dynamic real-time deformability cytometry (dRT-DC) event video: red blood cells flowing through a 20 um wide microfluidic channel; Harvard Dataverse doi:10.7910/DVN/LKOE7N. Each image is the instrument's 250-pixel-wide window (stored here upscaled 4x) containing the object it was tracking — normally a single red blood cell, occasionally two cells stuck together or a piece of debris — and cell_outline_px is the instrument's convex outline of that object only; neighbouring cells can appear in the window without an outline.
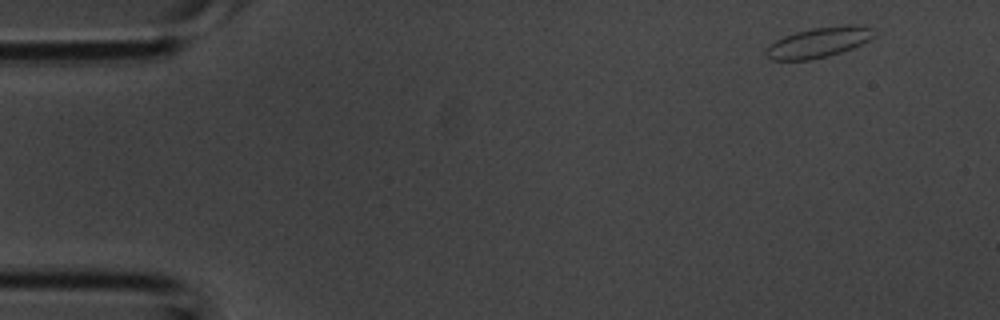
{"species": "common noctule bat (a hibernating species)", "species_latin": "Nyctalus noctula", "temperature_condition": "room temperature", "stored_images_in_passage": 4, "camera_frame_rate_fps": 3000, "um_per_image_px": 0.085, "animal": {"sex": "male", "body_mass_g": 20.1, "forearm_length_mm": 53.5}, "frame": {"image": 1, "passage_image": 1, "time_ms": 0.0, "image_size_px": [1000, 320], "cell_outline_px": [[876, 36], [852, 48], [828, 56], [808, 60], [772, 60], [764, 52], [776, 40], [784, 36], [796, 32], [812, 28], [848, 24], [864, 24], [872, 28], [876, 32]], "centroid_in_image_um": [69.65, 3.58], "position_along_channel_um": 15.3, "area_um2": 19.02}}
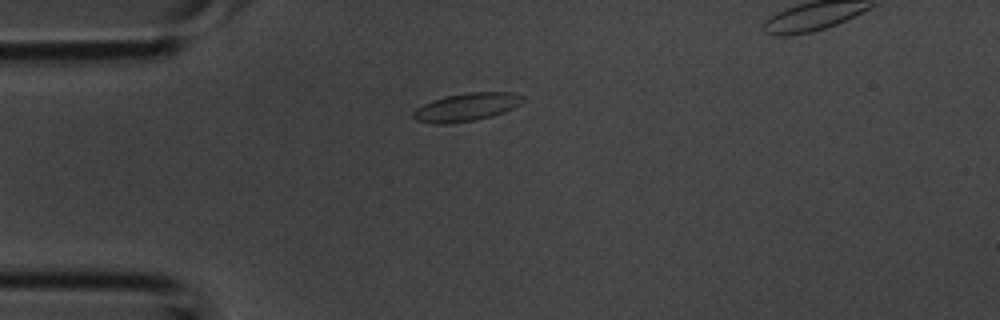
{"frame": {"image": 2, "passage_image": 3, "time_ms": 0.667, "image_size_px": [1000, 320], "cell_outline_px": [[524, 100], [520, 104], [504, 112], [492, 116], [476, 120], [436, 124], [416, 120], [412, 116], [412, 112], [416, 108], [432, 100], [444, 96], [468, 92], [512, 92], [524, 96]], "centroid_in_image_um": [39.65, 9.09], "position_along_channel_um": 45.3, "area_um2": 17.86}}
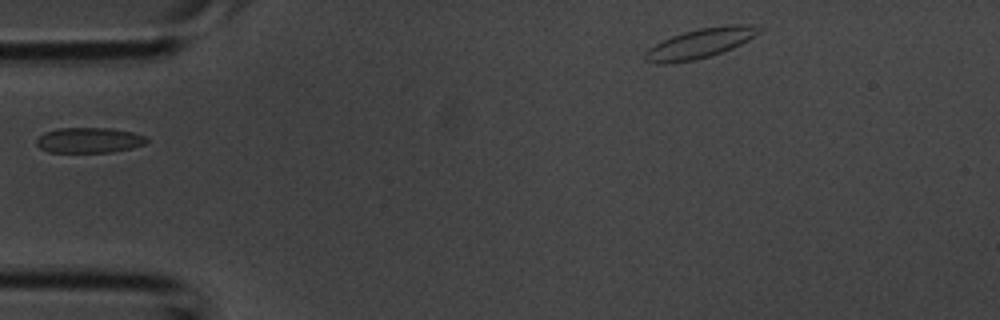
{"frame": {"image": 3, "passage_image": 4, "time_ms": 1.0, "image_size_px": [1000, 320], "cell_outline_px": [[148, 140], [144, 144], [132, 148], [112, 152], [48, 152], [40, 148], [36, 144], [36, 140], [44, 132], [60, 128], [112, 128], [132, 132], [144, 136]], "centroid_in_image_um": [7.56, 11.92], "position_along_channel_um": 77.4, "area_um2": 16.24}}